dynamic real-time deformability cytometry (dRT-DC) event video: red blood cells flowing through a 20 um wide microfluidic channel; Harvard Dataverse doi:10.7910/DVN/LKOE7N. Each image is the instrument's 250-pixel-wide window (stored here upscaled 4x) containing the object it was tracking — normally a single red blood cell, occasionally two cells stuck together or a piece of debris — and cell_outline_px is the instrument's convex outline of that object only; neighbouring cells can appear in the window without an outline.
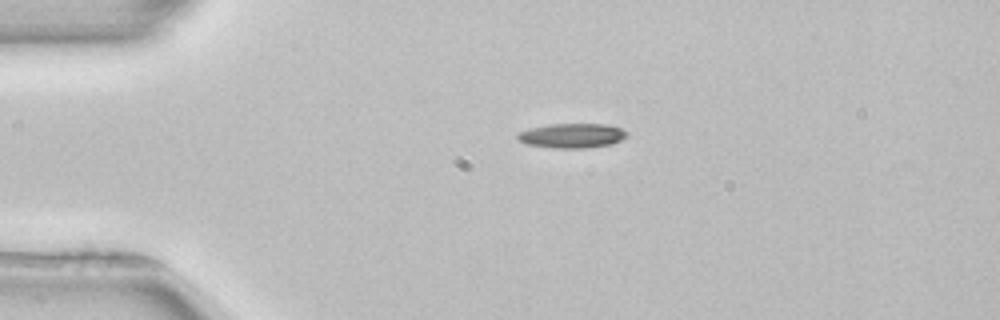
{"species": "common noctule bat (a hibernating species)", "species_latin": "Nyctalus noctula", "temperature_condition": "room temperature", "stored_images_in_passage": 35, "camera_frame_rate_fps": 3000, "um_per_image_px": 0.085, "animal": {"sex": "female", "body_mass_g": 22.7, "forearm_length_mm": 54.2}, "frame": {"image": 1, "passage_image": 1, "time_ms": 0.0, "image_size_px": [1000, 320], "cell_outline_px": [[628, 136], [612, 144], [584, 148], [556, 148], [524, 144], [516, 140], [516, 132], [532, 128], [552, 124], [608, 124], [620, 128], [628, 132]], "centroid_in_image_um": [48.59, 11.53], "position_along_channel_um": 36.4, "area_um2": 15.78}}
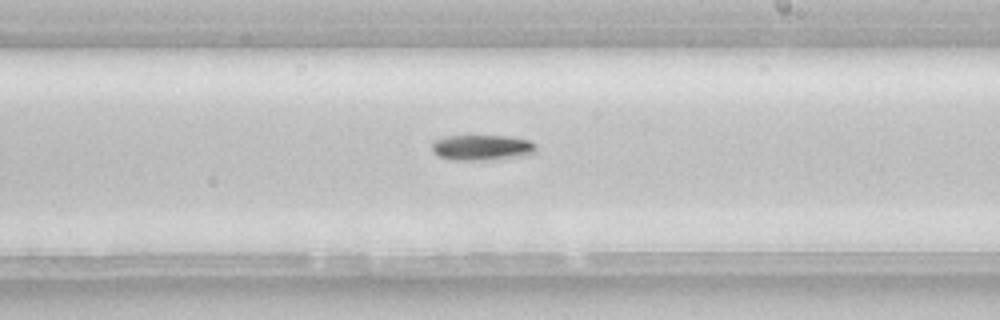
{"frame": {"image": 2, "passage_image": 20, "time_ms": 6.333, "image_size_px": [1000, 320], "cell_outline_px": [[536, 152], [524, 156], [488, 160], [448, 160], [432, 152], [432, 144], [436, 140], [448, 136], [508, 136], [528, 140], [536, 144]], "centroid_in_image_um": [40.98, 12.55], "position_along_channel_um": 248.0, "area_um2": 15.55}, "authors_computed_cell_mechanics": {"area_um2": 15.4904, "velocity_mm_per_s": 3.9433, "shape_relaxation_time_tau1_ms": 6.1407, "shape_relaxation_time_tau2_ms": null, "deformation_change_tau1": 0.1176, "deformation_change_tau2": null}}